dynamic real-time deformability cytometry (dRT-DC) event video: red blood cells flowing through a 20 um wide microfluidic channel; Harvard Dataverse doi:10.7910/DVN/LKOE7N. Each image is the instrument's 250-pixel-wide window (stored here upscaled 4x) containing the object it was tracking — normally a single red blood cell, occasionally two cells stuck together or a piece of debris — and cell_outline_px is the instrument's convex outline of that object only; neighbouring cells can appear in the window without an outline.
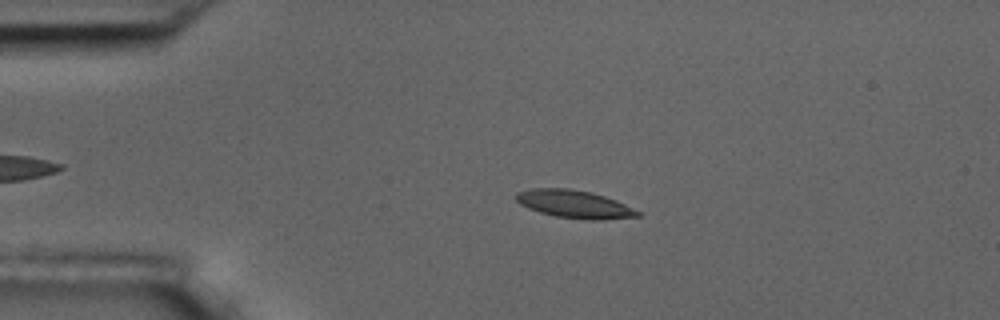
{"species": "common noctule bat (a hibernating species)", "species_latin": "Nyctalus noctula", "temperature_condition": "room temperature", "stored_images_in_passage": 4, "camera_frame_rate_fps": 3000, "um_per_image_px": 0.085, "animal": {"sex": "male", "body_mass_g": 17.5, "forearm_length_mm": 52.3}, "frame": {"image": 1, "passage_image": 3, "time_ms": 2.333, "image_size_px": [1000, 320], "cell_outline_px": [[644, 212], [640, 216], [600, 220], [588, 220], [556, 216], [540, 212], [528, 208], [520, 204], [516, 200], [516, 192], [532, 188], [568, 188], [592, 192], [616, 200]], "centroid_in_image_um": [48.86, 17.35], "position_along_channel_um": 36.1, "area_um2": 19.88}}